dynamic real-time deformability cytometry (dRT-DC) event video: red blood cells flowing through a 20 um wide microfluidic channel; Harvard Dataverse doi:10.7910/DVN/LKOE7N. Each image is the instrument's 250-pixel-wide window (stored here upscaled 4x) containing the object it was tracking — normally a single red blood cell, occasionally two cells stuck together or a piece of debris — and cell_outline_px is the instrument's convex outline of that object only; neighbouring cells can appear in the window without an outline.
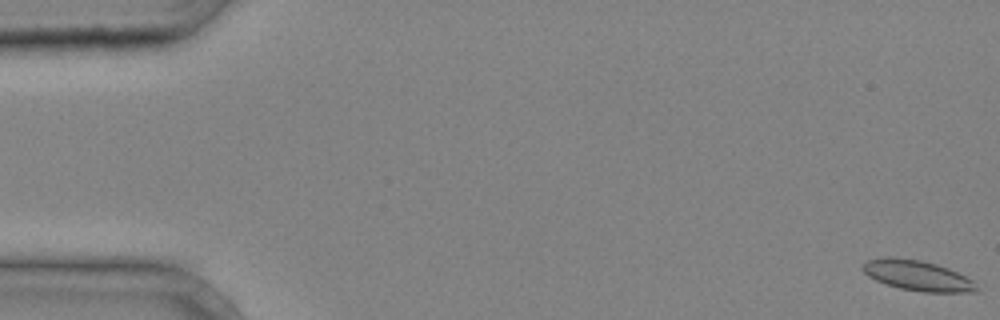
{"species": "common noctule bat (a hibernating species)", "species_latin": "Nyctalus noctula", "temperature_condition": "cold", "stored_images_in_passage": 41, "camera_frame_rate_fps": 3000, "um_per_image_px": 0.085, "animal": {"sex": "male", "body_mass_g": 20.4}, "frame": {"image": 1, "passage_image": 1, "time_ms": 0.0, "image_size_px": [1000, 320], "cell_outline_px": [[980, 292], [924, 292], [900, 288], [876, 280], [868, 276], [860, 268], [868, 260], [888, 256], [892, 256], [920, 260], [936, 264], [948, 268], [972, 280]], "centroid_in_image_um": [77.97, 23.41], "position_along_channel_um": 7.0, "area_um2": 19.94}}
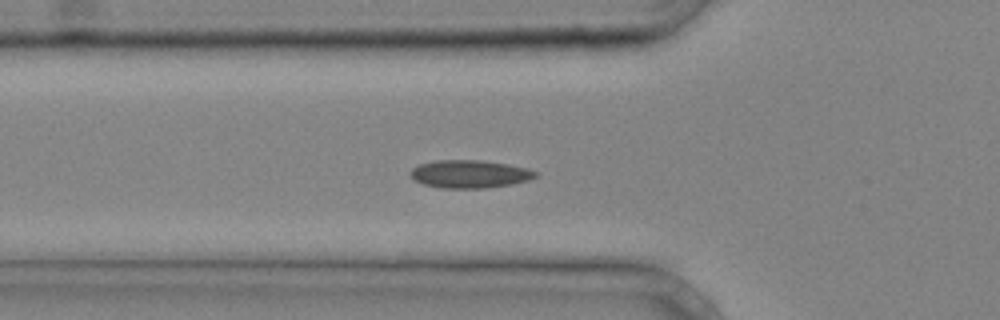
{"frame": {"image": 2, "passage_image": 15, "time_ms": 4.667, "image_size_px": [1000, 320], "cell_outline_px": [[540, 176], [528, 180], [512, 184], [484, 188], [440, 188], [424, 184], [416, 180], [408, 172], [412, 168], [420, 164], [436, 160], [480, 160], [508, 164], [528, 168], [536, 172]], "centroid_in_image_um": [39.94, 14.79], "position_along_channel_um": 85.9, "area_um2": 20.35}}
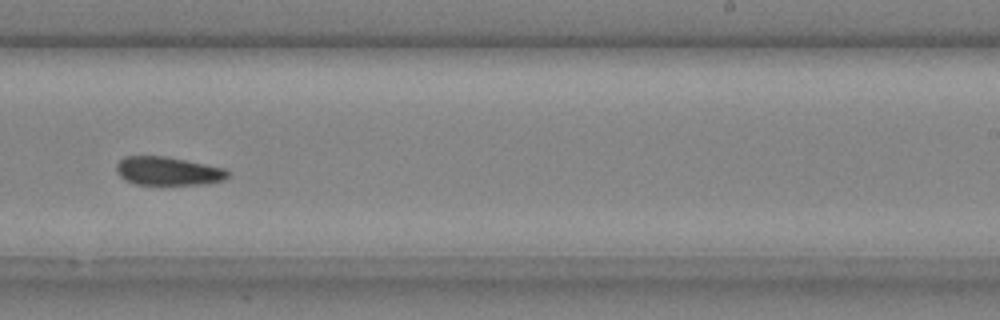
{"frame": {"image": 3, "passage_image": 27, "time_ms": 8.667, "image_size_px": [1000, 320], "cell_outline_px": [[228, 176], [224, 180], [208, 184], [136, 184], [124, 180], [116, 172], [116, 164], [124, 156], [164, 156], [224, 168], [228, 172]], "centroid_in_image_um": [14.25, 14.54], "position_along_channel_um": 274.8, "area_um2": 18.38}}